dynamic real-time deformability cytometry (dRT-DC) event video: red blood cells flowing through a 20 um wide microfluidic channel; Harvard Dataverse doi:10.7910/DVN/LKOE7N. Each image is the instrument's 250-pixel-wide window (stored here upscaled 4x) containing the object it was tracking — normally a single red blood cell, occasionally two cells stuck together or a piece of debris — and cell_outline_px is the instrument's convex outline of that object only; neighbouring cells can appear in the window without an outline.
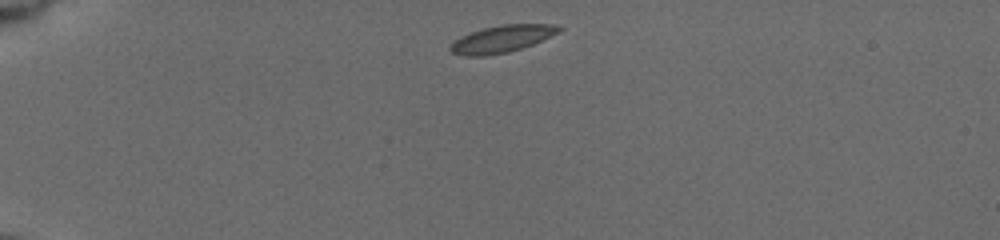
{"species": "common noctule bat (a hibernating species)", "species_latin": "Nyctalus noctula", "temperature_condition": "cold", "stored_images_in_passage": 43, "camera_frame_rate_fps": 3000, "um_per_image_px": 0.085, "animal": {"sex": "female", "body_mass_g": 19.5, "forearm_length_mm": 54.1}, "frame": {"image": 1, "passage_image": 1, "time_ms": 0.0, "image_size_px": [1000, 240], "cell_outline_px": [[564, 28], [560, 32], [532, 44], [508, 52], [484, 56], [464, 56], [452, 52], [448, 48], [460, 36], [484, 28], [504, 24], [556, 24]], "centroid_in_image_um": [42.69, 3.3], "position_along_channel_um": 42.3, "area_um2": 16.99}}
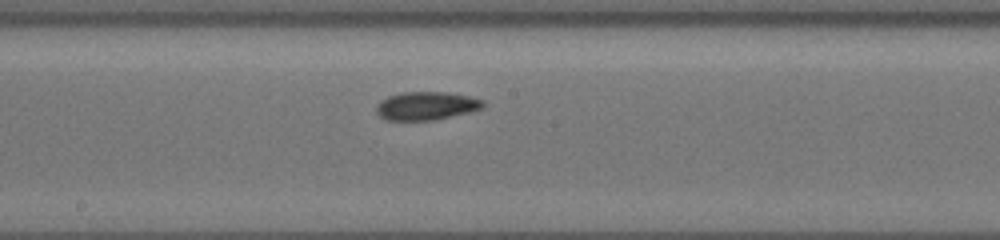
{"frame": {"image": 2, "passage_image": 19, "time_ms": 6.0, "image_size_px": [1000, 240], "cell_outline_px": [[484, 108], [436, 120], [384, 120], [376, 112], [376, 104], [380, 100], [388, 96], [400, 92], [444, 92], [468, 96], [484, 100]], "centroid_in_image_um": [36.2, 9.0], "position_along_channel_um": 212.0, "area_um2": 17.69}}
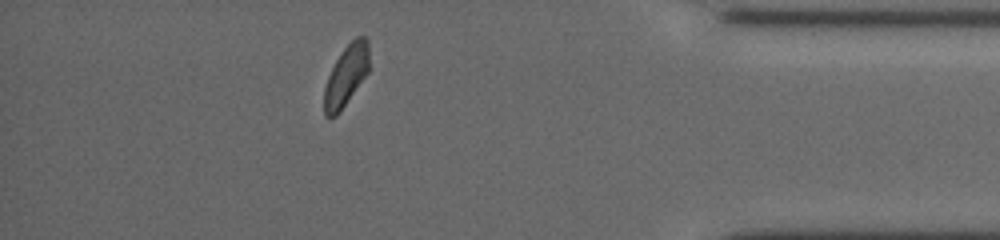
{"frame": {"image": 3, "passage_image": 37, "time_ms": 12.0, "image_size_px": [1000, 240], "cell_outline_px": [[368, 72], [340, 112], [336, 116], [324, 116], [324, 88], [328, 76], [336, 60], [344, 48], [356, 36], [368, 36]], "centroid_in_image_um": [29.42, 6.42], "position_along_channel_um": 405.8, "area_um2": 15.78}, "authors_computed_cell_mechanics": {"area_um2": 17.051, "velocity_mm_per_s": 3.715, "shape_relaxation_time_tau1_ms": null, "shape_relaxation_time_tau2_ms": 7.9899, "deformation_change_tau1": null, "deformation_change_tau2": 0.0945}}